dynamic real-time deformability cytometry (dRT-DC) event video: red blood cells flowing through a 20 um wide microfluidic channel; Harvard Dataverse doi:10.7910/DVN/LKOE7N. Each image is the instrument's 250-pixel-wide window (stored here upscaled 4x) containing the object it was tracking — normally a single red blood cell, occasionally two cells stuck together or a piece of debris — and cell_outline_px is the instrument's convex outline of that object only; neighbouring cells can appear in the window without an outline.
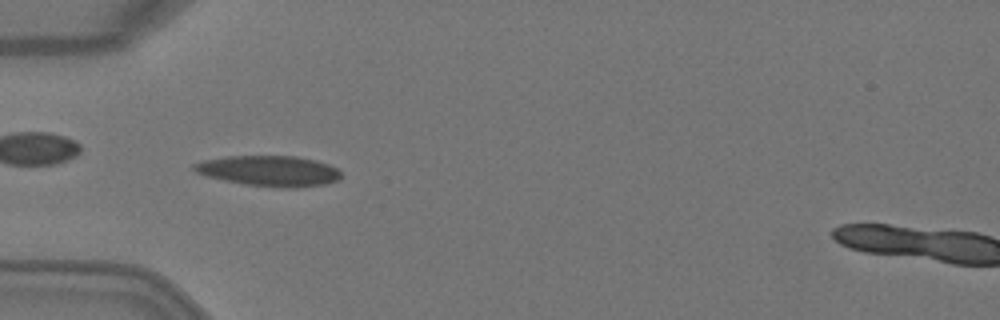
{"species": "Egyptian fruit bat (a non-hibernating species)", "species_latin": "Rousettus aegyptiacus", "temperature_condition": "warm", "stored_images_in_passage": 5, "camera_frame_rate_fps": 3000, "um_per_image_px": 0.085, "animal": {"sex": "female"}, "frame": {"image": 1, "passage_image": 4, "time_ms": 1.0, "image_size_px": [1000, 320], "cell_outline_px": [[340, 180], [324, 184], [292, 188], [284, 188], [244, 184], [224, 180], [208, 176], [196, 172], [192, 168], [192, 164], [204, 160], [224, 156], [296, 156], [316, 160], [328, 164], [336, 168], [340, 172]], "centroid_in_image_um": [22.88, 14.52], "position_along_channel_um": 62.1, "area_um2": 26.13}}